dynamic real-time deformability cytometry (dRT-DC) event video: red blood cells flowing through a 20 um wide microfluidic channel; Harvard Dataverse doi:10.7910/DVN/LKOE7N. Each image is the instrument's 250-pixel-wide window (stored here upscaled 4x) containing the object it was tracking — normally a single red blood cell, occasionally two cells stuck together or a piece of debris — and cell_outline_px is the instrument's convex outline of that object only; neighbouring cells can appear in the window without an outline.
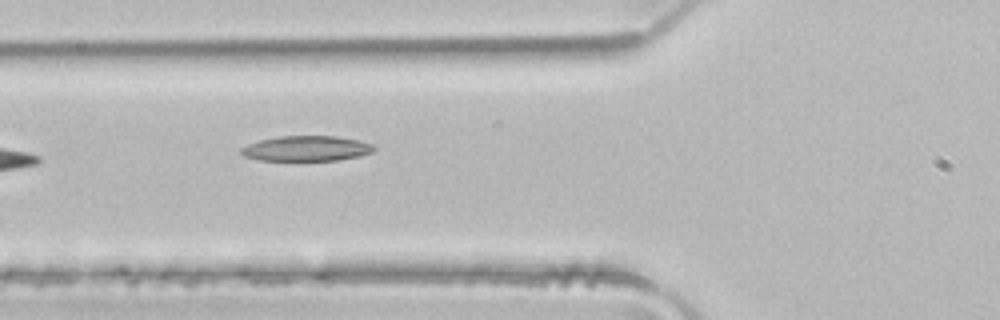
{"species": "common noctule bat (a hibernating species)", "species_latin": "Nyctalus noctula", "temperature_condition": "room temperature", "stored_images_in_passage": 6, "camera_frame_rate_fps": 3000, "um_per_image_px": 0.085, "animal": {"sex": "male", "body_mass_g": 21.5, "forearm_length_mm": 52.0}, "frame": {"image": 1, "passage_image": 6, "time_ms": 1.667, "image_size_px": [1000, 320], "cell_outline_px": [[376, 148], [372, 152], [340, 160], [260, 160], [244, 156], [240, 152], [240, 148], [248, 144], [260, 140], [280, 136], [336, 136], [360, 140], [372, 144]], "centroid_in_image_um": [26.05, 12.61], "position_along_channel_um": 99.8, "area_um2": 19.42}}